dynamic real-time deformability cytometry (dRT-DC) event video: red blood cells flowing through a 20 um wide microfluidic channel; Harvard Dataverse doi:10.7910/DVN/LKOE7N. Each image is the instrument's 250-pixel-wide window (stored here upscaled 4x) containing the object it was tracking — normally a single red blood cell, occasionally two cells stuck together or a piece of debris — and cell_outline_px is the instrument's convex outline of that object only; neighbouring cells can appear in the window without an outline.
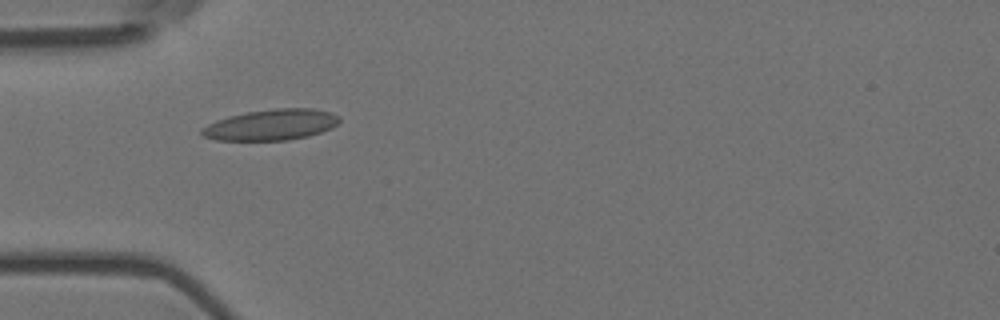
{"species": "Egyptian fruit bat (a non-hibernating species)", "species_latin": "Rousettus aegyptiacus", "temperature_condition": "room temperature", "stored_images_in_passage": 6, "camera_frame_rate_fps": 3000, "um_per_image_px": 0.085, "animal": {"sex": "female"}, "frame": {"image": 1, "passage_image": 6, "time_ms": 1.667, "image_size_px": [1000, 320], "cell_outline_px": [[340, 120], [332, 128], [308, 136], [288, 140], [216, 140], [204, 136], [200, 132], [200, 128], [216, 120], [228, 116], [248, 112], [276, 108], [312, 108], [332, 112], [340, 116]], "centroid_in_image_um": [23.06, 10.6], "position_along_channel_um": 61.9, "area_um2": 24.8}}